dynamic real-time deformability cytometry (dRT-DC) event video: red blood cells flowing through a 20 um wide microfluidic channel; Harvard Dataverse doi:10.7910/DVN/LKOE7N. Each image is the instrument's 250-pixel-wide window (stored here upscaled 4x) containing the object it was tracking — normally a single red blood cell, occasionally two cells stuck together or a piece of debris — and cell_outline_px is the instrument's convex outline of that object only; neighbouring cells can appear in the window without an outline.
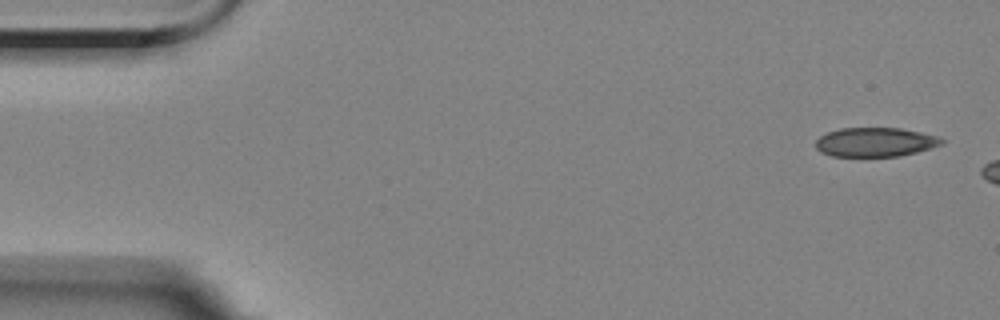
{"species": "Egyptian fruit bat (a non-hibernating species)", "species_latin": "Rousettus aegyptiacus", "temperature_condition": "room temperature", "stored_images_in_passage": 2, "camera_frame_rate_fps": 3000, "um_per_image_px": 0.085, "animal": {"sex": "female"}, "frame": {"image": 1, "passage_image": 1, "time_ms": 0.0, "image_size_px": [1000, 320], "cell_outline_px": [[944, 144], [932, 148], [900, 156], [832, 156], [820, 152], [816, 148], [816, 140], [820, 136], [828, 132], [840, 128], [900, 128], [920, 132], [936, 136], [944, 140]], "centroid_in_image_um": [74.4, 12.08], "position_along_channel_um": 10.6, "area_um2": 21.39}}